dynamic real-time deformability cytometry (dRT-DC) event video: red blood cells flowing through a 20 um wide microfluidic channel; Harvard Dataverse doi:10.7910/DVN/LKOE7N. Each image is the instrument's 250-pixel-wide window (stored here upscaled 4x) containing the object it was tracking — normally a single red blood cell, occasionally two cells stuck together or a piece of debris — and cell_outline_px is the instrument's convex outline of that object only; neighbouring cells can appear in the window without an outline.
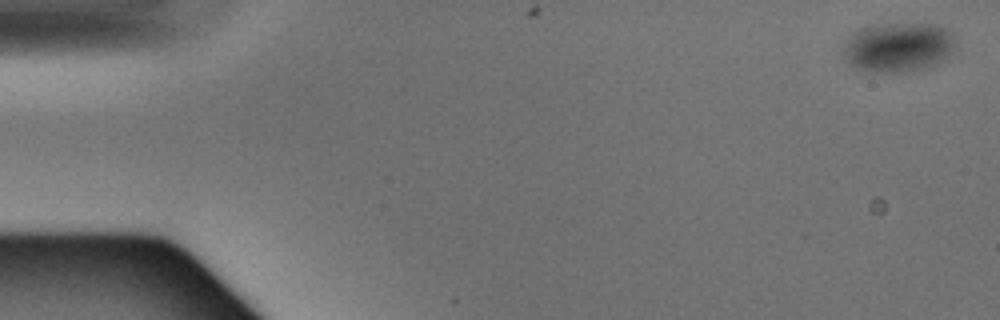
{"species": "Egyptian fruit bat (a non-hibernating species)", "species_latin": "Rousettus aegyptiacus", "temperature_condition": "warm", "stored_images_in_passage": 4, "camera_frame_rate_fps": 3000, "um_per_image_px": 0.085, "animal": {"sex": "male"}, "frame": {"image": 1, "passage_image": 1, "time_ms": 0.0, "image_size_px": [1000, 320], "cell_outline_px": [[952, 48], [948, 56], [944, 60], [936, 64], [920, 68], [900, 72], [872, 72], [860, 68], [852, 64], [844, 56], [844, 48], [852, 32], [860, 28], [880, 24], [936, 24], [952, 32]], "centroid_in_image_um": [76.34, 3.99], "position_along_channel_um": 8.7, "area_um2": 31.67}}
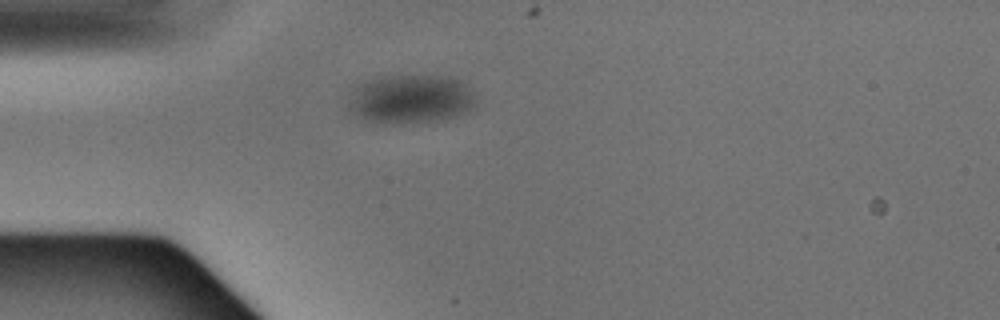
{"frame": {"image": 2, "passage_image": 4, "time_ms": 1.0, "image_size_px": [1000, 320], "cell_outline_px": [[476, 112], [436, 120], [400, 124], [376, 124], [356, 116], [348, 108], [348, 104], [352, 96], [364, 80], [392, 76], [448, 76], [460, 80], [472, 92], [476, 100]], "centroid_in_image_um": [34.97, 8.46], "position_along_channel_um": 50.0, "area_um2": 36.53}}